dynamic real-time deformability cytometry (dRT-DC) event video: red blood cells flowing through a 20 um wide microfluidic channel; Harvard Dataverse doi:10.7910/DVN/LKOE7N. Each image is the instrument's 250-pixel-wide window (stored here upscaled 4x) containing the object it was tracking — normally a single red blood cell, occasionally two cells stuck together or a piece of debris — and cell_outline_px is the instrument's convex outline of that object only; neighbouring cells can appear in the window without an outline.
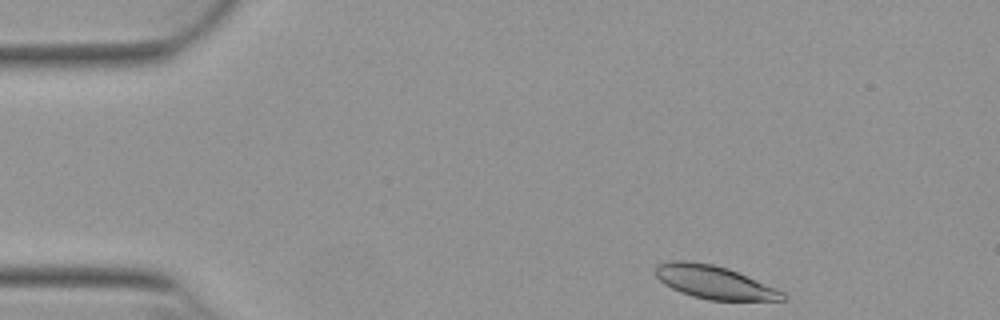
{"species": "Egyptian fruit bat (a non-hibernating species)", "species_latin": "Rousettus aegyptiacus", "temperature_condition": "warm", "stored_images_in_passage": 46, "camera_frame_rate_fps": 3000, "um_per_image_px": 0.085, "animal": {"sex": "female"}, "frame": {"image": 1, "passage_image": 1, "time_ms": 0.0, "image_size_px": [1000, 320], "cell_outline_px": [[788, 296], [784, 300], [708, 300], [692, 296], [680, 292], [664, 284], [652, 272], [656, 264], [672, 260], [684, 260], [712, 264], [728, 268], [784, 292]], "centroid_in_image_um": [60.65, 23.98], "position_along_channel_um": 24.4, "area_um2": 24.57}}
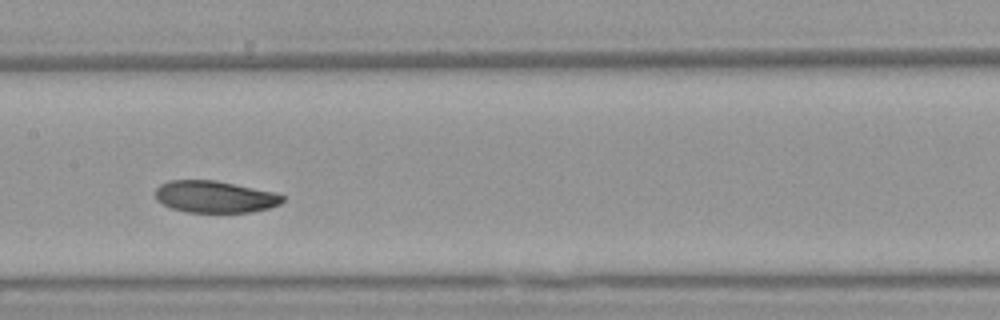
{"frame": {"image": 2, "passage_image": 20, "time_ms": 6.333, "image_size_px": [1000, 320], "cell_outline_px": [[284, 200], [280, 204], [268, 208], [252, 212], [184, 212], [172, 208], [156, 200], [156, 188], [160, 184], [168, 180], [216, 180], [272, 192], [284, 196]], "centroid_in_image_um": [18.23, 16.72], "position_along_channel_um": 189.2, "area_um2": 23.52}}
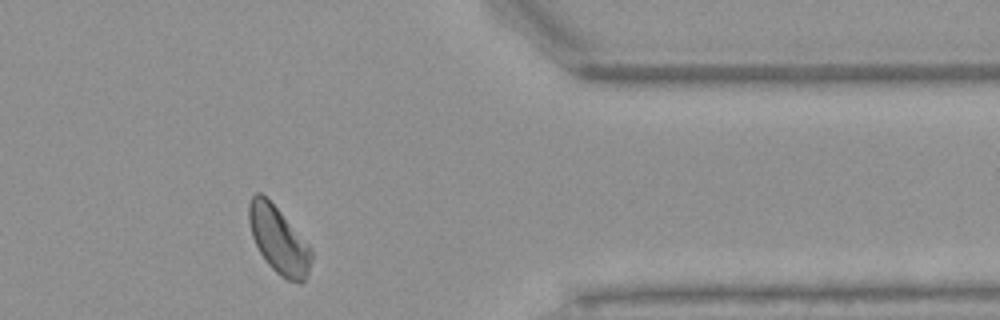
{"frame": {"image": 3, "passage_image": 37, "time_ms": 12.0, "image_size_px": [1000, 320], "cell_outline_px": [[312, 260], [308, 276], [300, 284], [288, 280], [280, 276], [268, 264], [260, 252], [252, 236], [248, 220], [248, 204], [252, 196], [256, 192], [260, 192], [280, 212], [312, 248]], "centroid_in_image_um": [23.69, 20.44], "position_along_channel_um": 387.7, "area_um2": 24.16}, "authors_computed_cell_mechanics": {"area_um2": 24.854, "velocity_mm_per_s": 3.8491, "shape_relaxation_time_tau1_ms": 3.2936, "shape_relaxation_time_tau2_ms": 5.9627, "deformation_change_tau1": 0.0983, "deformation_change_tau2": 0.1066}}